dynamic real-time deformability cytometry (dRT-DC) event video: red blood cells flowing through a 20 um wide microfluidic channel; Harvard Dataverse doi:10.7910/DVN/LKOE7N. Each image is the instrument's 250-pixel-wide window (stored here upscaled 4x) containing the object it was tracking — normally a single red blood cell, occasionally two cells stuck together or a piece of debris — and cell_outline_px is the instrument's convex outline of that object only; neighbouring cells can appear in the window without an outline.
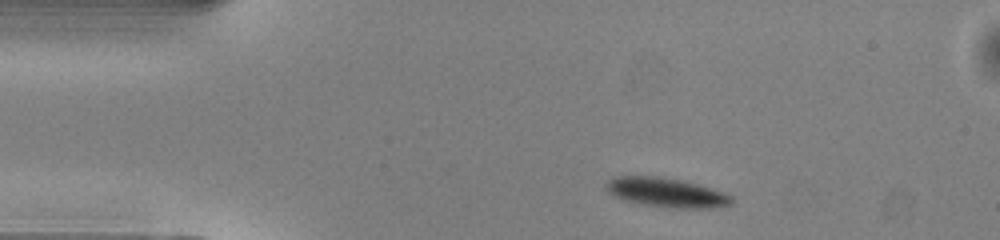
{"species": "common noctule bat (a hibernating species)", "species_latin": "Nyctalus noctula", "temperature_condition": "warm", "stored_images_in_passage": 42, "camera_frame_rate_fps": 3000, "um_per_image_px": 0.085, "animal": {"sex": "male", "body_mass_g": 13.0, "forearm_length_mm": 53.1}, "frame": {"image": 1, "passage_image": 1, "time_ms": 0.0, "image_size_px": [1000, 240], "cell_outline_px": [[732, 204], [708, 208], [676, 208], [644, 204], [624, 200], [608, 192], [604, 188], [604, 184], [612, 176], [660, 176], [680, 180], [696, 184], [724, 192], [732, 196]], "centroid_in_image_um": [56.59, 16.35], "position_along_channel_um": 28.4, "area_um2": 21.33}}
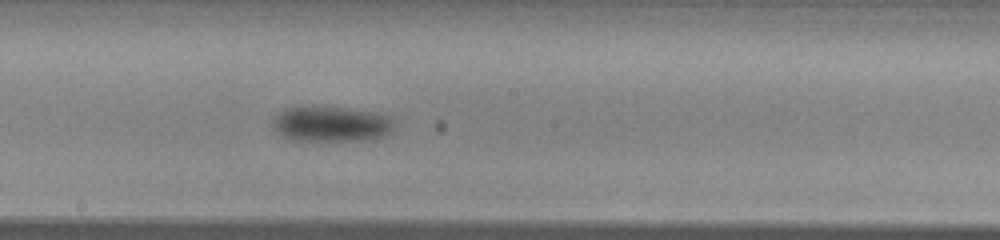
{"frame": {"image": 2, "passage_image": 19, "time_ms": 6.0, "image_size_px": [1000, 240], "cell_outline_px": [[392, 132], [380, 136], [364, 140], [292, 140], [284, 136], [272, 124], [272, 120], [284, 108], [300, 104], [312, 104], [348, 108], [368, 112], [384, 116], [392, 124]], "centroid_in_image_um": [28.03, 10.49], "position_along_channel_um": 220.2, "area_um2": 24.91}}
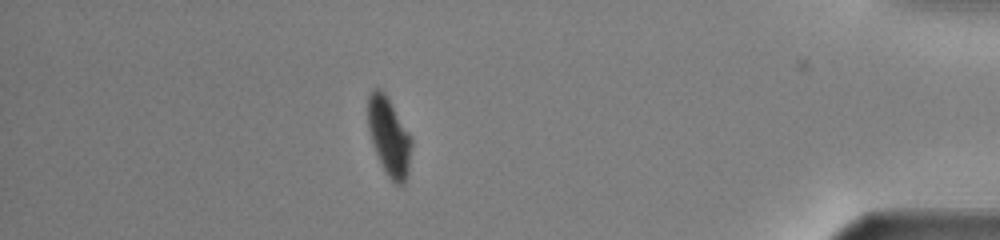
{"frame": {"image": 3, "passage_image": 36, "time_ms": 11.667, "image_size_px": [1000, 240], "cell_outline_px": [[412, 144], [408, 172], [404, 184], [396, 184], [388, 176], [376, 152], [368, 128], [368, 96], [376, 88], [380, 88], [384, 92], [412, 136]], "centroid_in_image_um": [33.09, 11.6], "position_along_channel_um": 402.1, "area_um2": 19.54}, "authors_computed_cell_mechanics": {"area_um2": 23.2067, "velocity_mm_per_s": 4.0786, "shape_relaxation_time_tau1_ms": 1.5428, "shape_relaxation_time_tau2_ms": null, "deformation_change_tau1": 0.1058, "deformation_change_tau2": null}}